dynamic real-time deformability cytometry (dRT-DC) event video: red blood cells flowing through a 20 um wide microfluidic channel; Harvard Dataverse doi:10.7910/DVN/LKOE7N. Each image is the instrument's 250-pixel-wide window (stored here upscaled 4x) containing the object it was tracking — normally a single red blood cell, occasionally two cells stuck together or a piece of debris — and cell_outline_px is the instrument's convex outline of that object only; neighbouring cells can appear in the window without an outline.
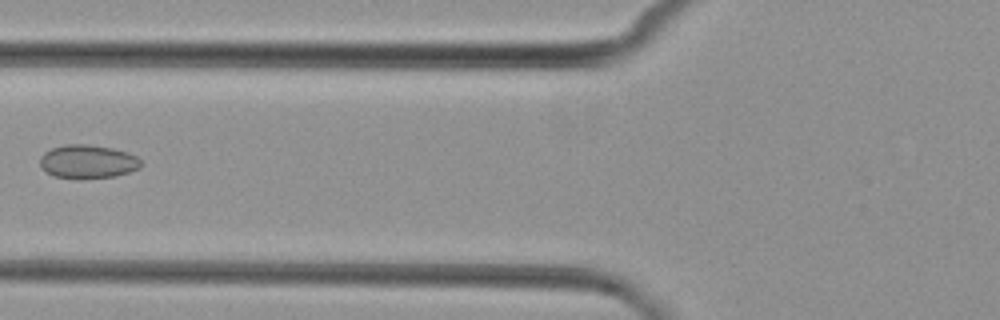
{"species": "common noctule bat (a hibernating species)", "species_latin": "Nyctalus noctula", "temperature_condition": "cold", "stored_images_in_passage": 6, "camera_frame_rate_fps": 3000, "um_per_image_px": 0.085, "animal": {"sex": "female", "body_mass_g": 29.2, "forearm_length_mm": 56.3}, "frame": {"image": 1, "passage_image": 6, "time_ms": 5.667, "image_size_px": [1000, 320], "cell_outline_px": [[144, 164], [140, 168], [116, 176], [52, 176], [44, 172], [40, 168], [40, 156], [44, 152], [52, 148], [64, 144], [88, 144], [112, 148], [128, 152], [136, 156]], "centroid_in_image_um": [7.45, 13.69], "position_along_channel_um": 118.3, "area_um2": 19.42}}